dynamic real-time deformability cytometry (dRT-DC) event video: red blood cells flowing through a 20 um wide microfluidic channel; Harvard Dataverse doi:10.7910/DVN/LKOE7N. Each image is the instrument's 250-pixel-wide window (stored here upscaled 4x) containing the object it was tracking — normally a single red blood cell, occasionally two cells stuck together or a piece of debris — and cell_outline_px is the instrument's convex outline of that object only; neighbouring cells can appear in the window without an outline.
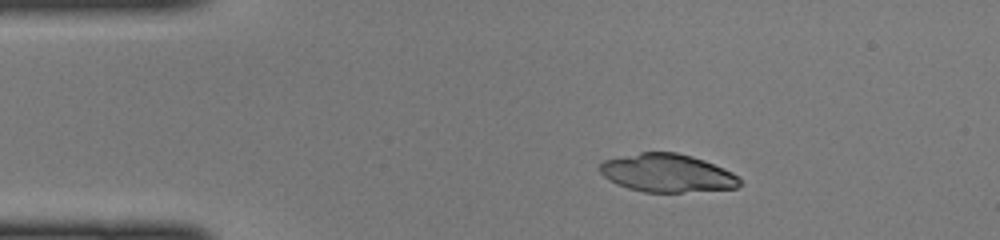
{"species": "common noctule bat (a hibernating species)", "species_latin": "Nyctalus noctula", "temperature_condition": "cold", "stored_images_in_passage": 25, "camera_frame_rate_fps": 3000, "um_per_image_px": 0.085, "animal": {"sex": "female", "body_mass_g": 22.0, "forearm_length_mm": 56.7}, "frame": {"image": 1, "passage_image": 1, "time_ms": 0.0, "image_size_px": [1000, 240], "cell_outline_px": [[740, 184], [736, 188], [680, 192], [644, 192], [628, 188], [616, 184], [608, 180], [600, 172], [600, 164], [604, 160], [640, 152], [676, 152], [692, 156], [704, 160], [724, 168], [732, 172], [740, 180]], "centroid_in_image_um": [56.69, 14.7], "position_along_channel_um": 28.3, "area_um2": 30.98}}